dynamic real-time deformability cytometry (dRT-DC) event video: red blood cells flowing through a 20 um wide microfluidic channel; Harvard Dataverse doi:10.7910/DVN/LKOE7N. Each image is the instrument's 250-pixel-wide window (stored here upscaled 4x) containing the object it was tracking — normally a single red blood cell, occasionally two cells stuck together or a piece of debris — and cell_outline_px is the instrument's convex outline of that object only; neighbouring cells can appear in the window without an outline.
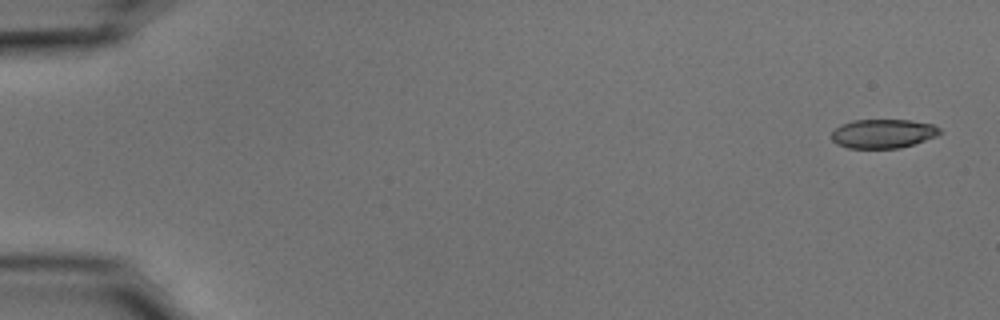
{"species": "common noctule bat (a hibernating species)", "species_latin": "Nyctalus noctula", "temperature_condition": "cold", "stored_images_in_passage": 53, "camera_frame_rate_fps": 3000, "um_per_image_px": 0.085, "animal": {"sex": "male", "body_mass_g": 15.6}, "frame": {"image": 1, "passage_image": 1, "time_ms": 0.0, "image_size_px": [1000, 320], "cell_outline_px": [[940, 132], [936, 136], [900, 148], [848, 148], [836, 144], [832, 140], [832, 132], [840, 124], [852, 120], [912, 120], [932, 124], [940, 128]], "centroid_in_image_um": [75.02, 11.35], "position_along_channel_um": 10.0, "area_um2": 18.26}}
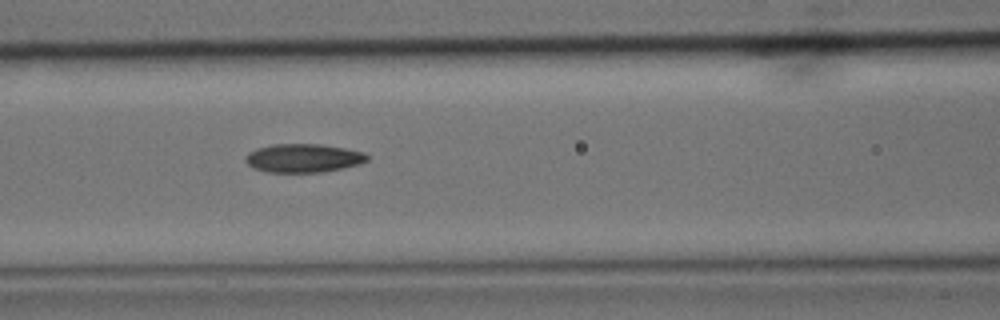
{"frame": {"image": 2, "passage_image": 23, "time_ms": 7.333, "image_size_px": [1000, 320], "cell_outline_px": [[368, 160], [360, 164], [344, 168], [324, 172], [264, 172], [252, 168], [244, 160], [244, 156], [248, 152], [256, 148], [272, 144], [320, 144], [344, 148], [364, 152], [368, 156]], "centroid_in_image_um": [25.75, 13.44], "position_along_channel_um": 140.9, "area_um2": 20.52}}
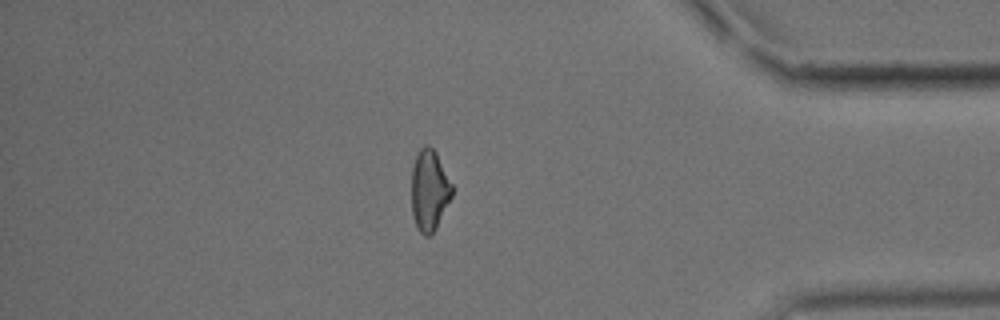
{"frame": {"image": 3, "passage_image": 46, "time_ms": 15.0, "image_size_px": [1000, 320], "cell_outline_px": [[452, 196], [432, 232], [428, 236], [424, 236], [416, 228], [412, 212], [412, 168], [416, 156], [420, 148], [424, 144], [428, 144], [436, 152], [452, 184]], "centroid_in_image_um": [36.48, 16.14], "position_along_channel_um": 398.7, "area_um2": 18.84}, "authors_computed_cell_mechanics": {"area_um2": 19.8832, "velocity_mm_per_s": 3.7287, "shape_relaxation_time_tau1_ms": 6.6412, "shape_relaxation_time_tau2_ms": 4.5411, "deformation_change_tau1": 0.1903, "deformation_change_tau2": 0.1321}}